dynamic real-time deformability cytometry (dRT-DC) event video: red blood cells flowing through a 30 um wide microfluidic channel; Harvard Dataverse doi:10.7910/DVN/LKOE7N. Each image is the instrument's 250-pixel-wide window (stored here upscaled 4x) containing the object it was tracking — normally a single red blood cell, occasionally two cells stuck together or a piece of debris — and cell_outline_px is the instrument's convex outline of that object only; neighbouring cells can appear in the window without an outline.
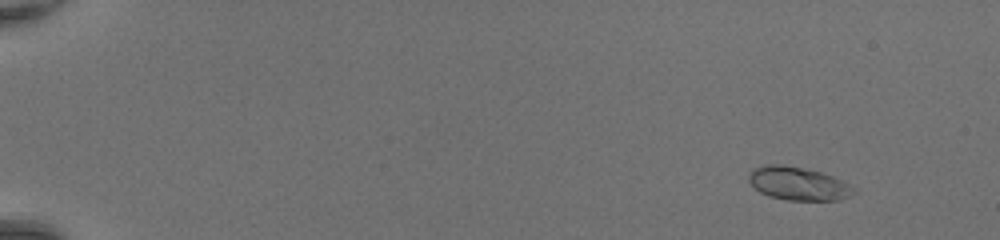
{"species": "common noctule bat (a hibernating species)", "species_latin": "Nyctalus noctula", "temperature_condition": "room temperature", "stored_images_in_passage": 51, "camera_frame_rate_fps": 3000, "um_per_image_px": 0.085, "animal": {"sex": "female", "body_mass_g": 20.0, "forearm_length_mm": 54.0}, "frame": {"image": 1, "passage_image": 6, "time_ms": 1.667, "image_size_px": [1000, 240], "cell_outline_px": [[856, 192], [852, 196], [840, 200], [788, 200], [768, 196], [760, 192], [748, 180], [748, 176], [752, 168], [764, 164], [780, 164], [804, 168], [820, 172], [832, 176], [852, 184]], "centroid_in_image_um": [67.87, 15.6], "position_along_channel_um": 17.1, "area_um2": 20.58}}
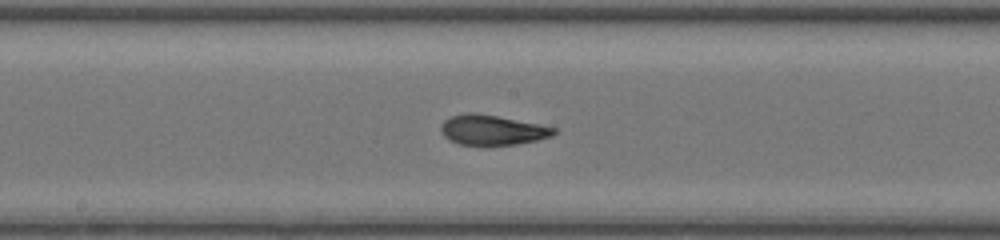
{"frame": {"image": 2, "passage_image": 30, "time_ms": 9.667, "image_size_px": [1000, 240], "cell_outline_px": [[560, 128], [552, 136], [536, 140], [516, 144], [460, 144], [444, 136], [440, 132], [440, 124], [444, 120], [452, 116], [468, 112], [472, 112], [496, 116], [540, 124]], "centroid_in_image_um": [41.86, 11.03], "position_along_channel_um": 206.3, "area_um2": 19.54}}
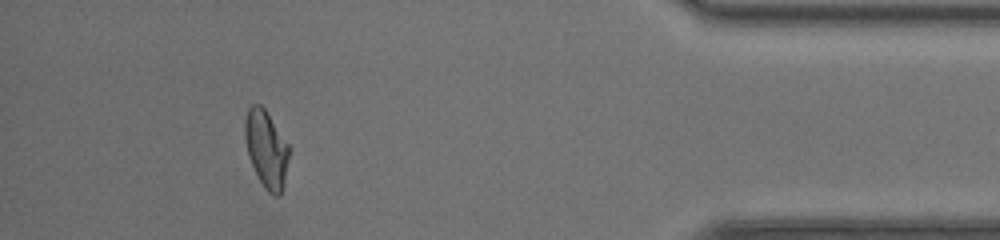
{"frame": {"image": 3, "passage_image": 47, "time_ms": 15.333, "image_size_px": [1000, 240], "cell_outline_px": [[288, 160], [284, 184], [280, 196], [276, 196], [268, 192], [264, 188], [248, 156], [244, 136], [244, 120], [248, 108], [252, 104], [260, 104], [264, 108], [288, 144]], "centroid_in_image_um": [22.61, 12.66], "position_along_channel_um": 412.6, "area_um2": 19.65}, "authors_computed_cell_mechanics": {"area_um2": 19.8832, "velocity_mm_per_s": 4.3802, "shape_relaxation_time_tau1_ms": 4.5658, "shape_relaxation_time_tau2_ms": 0.8666, "deformation_change_tau1": 0.2274, "deformation_change_tau2": 0.0667}}